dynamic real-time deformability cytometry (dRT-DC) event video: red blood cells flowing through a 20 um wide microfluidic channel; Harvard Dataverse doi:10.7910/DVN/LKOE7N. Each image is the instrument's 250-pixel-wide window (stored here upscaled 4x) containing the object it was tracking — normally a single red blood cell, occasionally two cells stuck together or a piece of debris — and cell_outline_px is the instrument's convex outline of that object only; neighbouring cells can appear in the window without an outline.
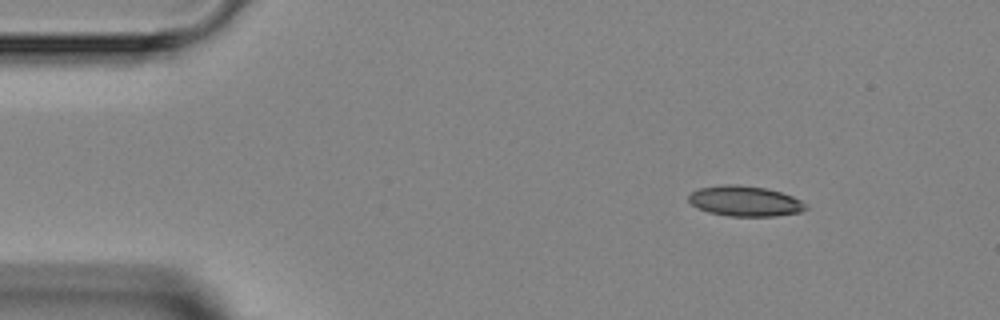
{"species": "Egyptian fruit bat (a non-hibernating species)", "species_latin": "Rousettus aegyptiacus", "temperature_condition": "room temperature", "stored_images_in_passage": 3, "camera_frame_rate_fps": 3000, "um_per_image_px": 0.085, "animal": {"sex": "female"}, "frame": {"image": 1, "passage_image": 1, "time_ms": 0.0, "image_size_px": [1000, 320], "cell_outline_px": [[808, 208], [800, 212], [776, 216], [728, 216], [708, 212], [696, 208], [688, 200], [688, 196], [692, 192], [700, 188], [724, 184], [736, 184], [764, 188], [780, 192], [792, 196], [808, 204]], "centroid_in_image_um": [63.32, 17.1], "position_along_channel_um": 21.7, "area_um2": 20.75}}